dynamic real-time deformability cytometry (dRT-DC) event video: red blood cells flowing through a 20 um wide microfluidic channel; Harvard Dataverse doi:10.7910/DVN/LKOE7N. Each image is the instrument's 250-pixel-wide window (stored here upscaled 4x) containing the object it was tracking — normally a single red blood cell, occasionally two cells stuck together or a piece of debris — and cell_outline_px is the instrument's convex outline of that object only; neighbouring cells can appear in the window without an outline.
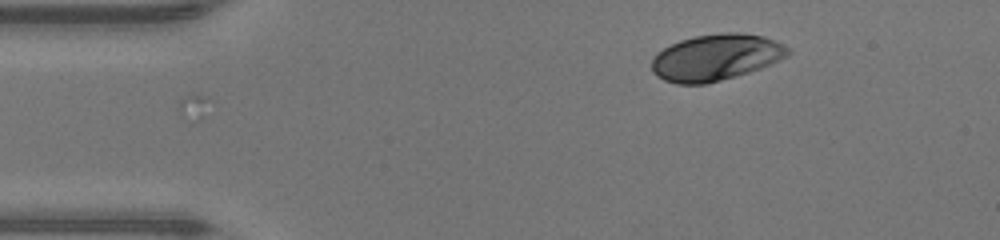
{"species": "human", "species_latin": "Homo sapiens", "temperature_condition": "warm", "stored_images_in_passage": 41, "camera_frame_rate_fps": 3000, "um_per_image_px": 0.085, "donor": {"sex": "male"}, "frame": {"image": 1, "passage_image": 1, "time_ms": 0.0, "image_size_px": [1000, 240], "cell_outline_px": [[792, 52], [788, 56], [760, 68], [748, 72], [720, 80], [704, 84], [676, 84], [664, 80], [652, 72], [652, 56], [656, 52], [680, 40], [696, 36], [720, 32], [740, 32], [764, 36], [776, 40], [792, 48]], "centroid_in_image_um": [60.87, 4.86], "position_along_channel_um": 24.1, "area_um2": 36.99}}
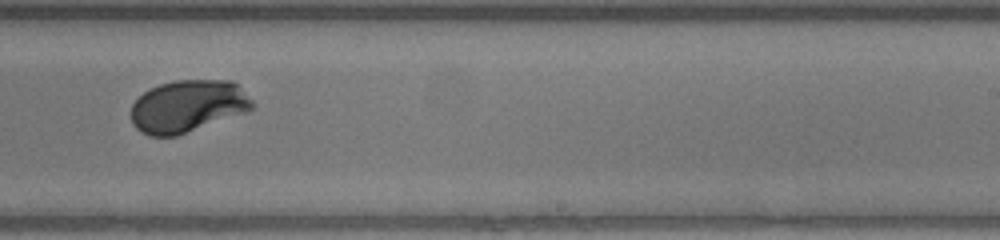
{"frame": {"image": 2, "passage_image": 23, "time_ms": 7.333, "image_size_px": [1000, 240], "cell_outline_px": [[256, 108], [176, 136], [148, 136], [140, 132], [132, 124], [132, 104], [144, 92], [160, 84], [176, 80], [232, 80], [256, 104]], "centroid_in_image_um": [15.96, 9.03], "position_along_channel_um": 273.0, "area_um2": 36.7}}
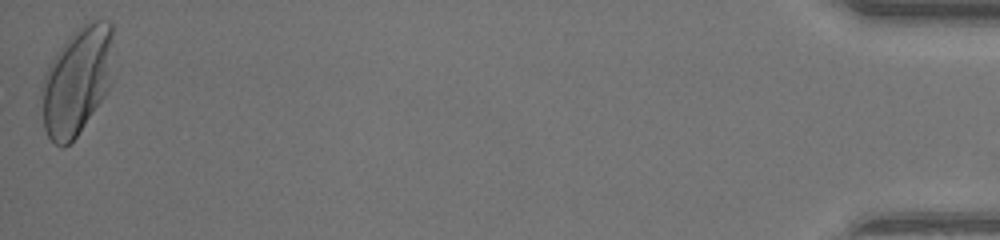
{"frame": {"image": 3, "passage_image": 41, "time_ms": 13.333, "image_size_px": [1000, 240], "cell_outline_px": [[112, 36], [108, 88], [104, 96], [76, 136], [64, 148], [60, 148], [48, 136], [44, 128], [40, 96], [40, 88], [44, 72], [48, 64], [56, 52], [88, 20], [108, 20], [112, 24]], "centroid_in_image_um": [6.47, 6.9], "position_along_channel_um": 428.7, "area_um2": 44.39}, "authors_computed_cell_mechanics": {"area_um2": 37.1076, "velocity_mm_per_s": 4.3507, "shape_relaxation_time_tau1_ms": 1.9611, "shape_relaxation_time_tau2_ms": null, "deformation_change_tau1": 0.1658, "deformation_change_tau2": null}}